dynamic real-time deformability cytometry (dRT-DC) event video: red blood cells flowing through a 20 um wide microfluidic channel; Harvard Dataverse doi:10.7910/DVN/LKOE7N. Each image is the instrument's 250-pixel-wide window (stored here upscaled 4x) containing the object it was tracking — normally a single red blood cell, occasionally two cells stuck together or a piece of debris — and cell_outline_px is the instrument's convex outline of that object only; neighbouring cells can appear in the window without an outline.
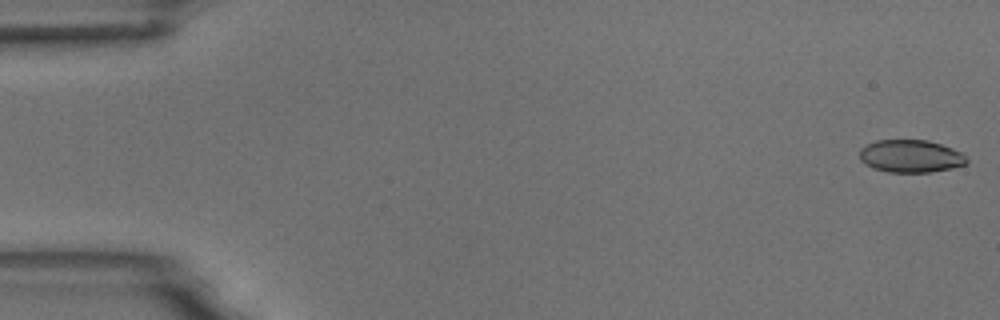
{"species": "common noctule bat (a hibernating species)", "species_latin": "Nyctalus noctula", "temperature_condition": "room temperature", "stored_images_in_passage": 5, "camera_frame_rate_fps": 3000, "um_per_image_px": 0.085, "animal": {"sex": "male", "body_mass_g": 18.8}, "frame": {"image": 1, "passage_image": 1, "time_ms": 0.0, "image_size_px": [1000, 320], "cell_outline_px": [[968, 164], [952, 168], [932, 172], [888, 172], [872, 168], [864, 164], [860, 160], [860, 148], [876, 140], [928, 140], [952, 148], [960, 152], [968, 160]], "centroid_in_image_um": [77.39, 13.28], "position_along_channel_um": 7.6, "area_um2": 20.46}}
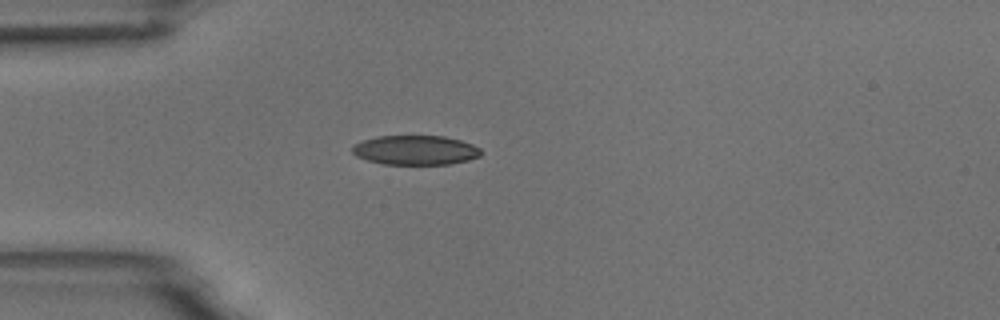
{"frame": {"image": 2, "passage_image": 5, "time_ms": 4.667, "image_size_px": [1000, 320], "cell_outline_px": [[480, 156], [468, 160], [448, 164], [384, 164], [368, 160], [356, 156], [352, 152], [352, 144], [376, 136], [444, 136], [460, 140], [472, 144], [480, 148]], "centroid_in_image_um": [35.29, 12.75], "position_along_channel_um": 49.7, "area_um2": 22.02}}